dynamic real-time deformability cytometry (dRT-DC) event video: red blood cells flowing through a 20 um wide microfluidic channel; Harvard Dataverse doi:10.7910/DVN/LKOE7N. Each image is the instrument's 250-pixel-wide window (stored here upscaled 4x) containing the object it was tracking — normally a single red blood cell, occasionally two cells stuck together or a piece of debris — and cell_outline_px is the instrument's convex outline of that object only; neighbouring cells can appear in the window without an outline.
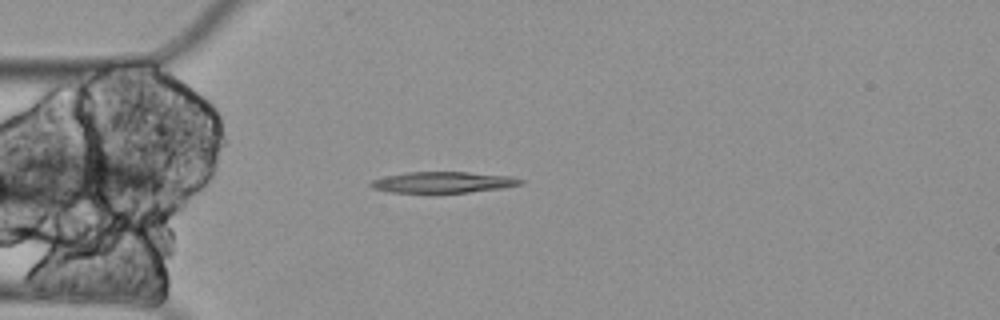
{"species": "Egyptian fruit bat (a non-hibernating species)", "species_latin": "Rousettus aegyptiacus", "temperature_condition": "cold", "stored_images_in_passage": 4, "camera_frame_rate_fps": 3000, "um_per_image_px": 0.085, "animal": {"sex": "female"}, "frame": {"image": 1, "passage_image": 4, "time_ms": 1.0, "image_size_px": [1000, 320], "cell_outline_px": [[524, 184], [500, 188], [468, 192], [388, 192], [372, 188], [368, 184], [372, 180], [384, 176], [408, 172], [468, 172], [512, 176], [524, 180]], "centroid_in_image_um": [37.65, 15.48], "position_along_channel_um": 47.3, "area_um2": 18.32}}